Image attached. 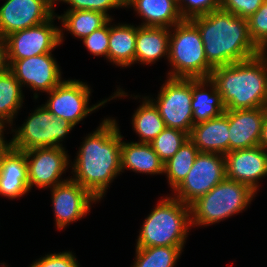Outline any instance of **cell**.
I'll list each match as a JSON object with an SVG mask.
<instances>
[{"label":"cell","instance_id":"32","mask_svg":"<svg viewBox=\"0 0 267 267\" xmlns=\"http://www.w3.org/2000/svg\"><path fill=\"white\" fill-rule=\"evenodd\" d=\"M176 4L183 19H191L220 9V0H179Z\"/></svg>","mask_w":267,"mask_h":267},{"label":"cell","instance_id":"7","mask_svg":"<svg viewBox=\"0 0 267 267\" xmlns=\"http://www.w3.org/2000/svg\"><path fill=\"white\" fill-rule=\"evenodd\" d=\"M73 128L74 125L68 120L55 117L42 105L28 116L26 122L18 130H11L15 132L10 140L11 147L20 151L49 147L64 148L60 142Z\"/></svg>","mask_w":267,"mask_h":267},{"label":"cell","instance_id":"26","mask_svg":"<svg viewBox=\"0 0 267 267\" xmlns=\"http://www.w3.org/2000/svg\"><path fill=\"white\" fill-rule=\"evenodd\" d=\"M23 92L21 84L15 76L5 67L0 71V123L13 124L18 110L23 106Z\"/></svg>","mask_w":267,"mask_h":267},{"label":"cell","instance_id":"11","mask_svg":"<svg viewBox=\"0 0 267 267\" xmlns=\"http://www.w3.org/2000/svg\"><path fill=\"white\" fill-rule=\"evenodd\" d=\"M55 17L57 14L39 25L8 35L4 39L5 60H20L52 53L61 44V27L53 25Z\"/></svg>","mask_w":267,"mask_h":267},{"label":"cell","instance_id":"3","mask_svg":"<svg viewBox=\"0 0 267 267\" xmlns=\"http://www.w3.org/2000/svg\"><path fill=\"white\" fill-rule=\"evenodd\" d=\"M209 79L226 110L267 107V55L213 68Z\"/></svg>","mask_w":267,"mask_h":267},{"label":"cell","instance_id":"37","mask_svg":"<svg viewBox=\"0 0 267 267\" xmlns=\"http://www.w3.org/2000/svg\"><path fill=\"white\" fill-rule=\"evenodd\" d=\"M11 147V142L4 140V137L0 140V167H1V160L3 155L6 151Z\"/></svg>","mask_w":267,"mask_h":267},{"label":"cell","instance_id":"34","mask_svg":"<svg viewBox=\"0 0 267 267\" xmlns=\"http://www.w3.org/2000/svg\"><path fill=\"white\" fill-rule=\"evenodd\" d=\"M83 43L88 51L95 56H104L108 60L109 49V22L90 35L83 38Z\"/></svg>","mask_w":267,"mask_h":267},{"label":"cell","instance_id":"36","mask_svg":"<svg viewBox=\"0 0 267 267\" xmlns=\"http://www.w3.org/2000/svg\"><path fill=\"white\" fill-rule=\"evenodd\" d=\"M29 267H80L75 255L70 251L51 253L40 257Z\"/></svg>","mask_w":267,"mask_h":267},{"label":"cell","instance_id":"17","mask_svg":"<svg viewBox=\"0 0 267 267\" xmlns=\"http://www.w3.org/2000/svg\"><path fill=\"white\" fill-rule=\"evenodd\" d=\"M266 107L225 110L229 120V152L262 144Z\"/></svg>","mask_w":267,"mask_h":267},{"label":"cell","instance_id":"35","mask_svg":"<svg viewBox=\"0 0 267 267\" xmlns=\"http://www.w3.org/2000/svg\"><path fill=\"white\" fill-rule=\"evenodd\" d=\"M265 0H220V9L241 18L248 19Z\"/></svg>","mask_w":267,"mask_h":267},{"label":"cell","instance_id":"24","mask_svg":"<svg viewBox=\"0 0 267 267\" xmlns=\"http://www.w3.org/2000/svg\"><path fill=\"white\" fill-rule=\"evenodd\" d=\"M109 21L108 60L116 66L135 64V43L138 26L131 24L111 25Z\"/></svg>","mask_w":267,"mask_h":267},{"label":"cell","instance_id":"28","mask_svg":"<svg viewBox=\"0 0 267 267\" xmlns=\"http://www.w3.org/2000/svg\"><path fill=\"white\" fill-rule=\"evenodd\" d=\"M199 150L194 143L188 139L178 152L164 163V174L168 183L174 191L185 179L191 170Z\"/></svg>","mask_w":267,"mask_h":267},{"label":"cell","instance_id":"1","mask_svg":"<svg viewBox=\"0 0 267 267\" xmlns=\"http://www.w3.org/2000/svg\"><path fill=\"white\" fill-rule=\"evenodd\" d=\"M123 136L116 119L106 118L79 147L71 179L87 189L98 201L103 199L109 184L121 174Z\"/></svg>","mask_w":267,"mask_h":267},{"label":"cell","instance_id":"20","mask_svg":"<svg viewBox=\"0 0 267 267\" xmlns=\"http://www.w3.org/2000/svg\"><path fill=\"white\" fill-rule=\"evenodd\" d=\"M169 37L170 28L139 25L135 43V63L148 65L162 57L168 59Z\"/></svg>","mask_w":267,"mask_h":267},{"label":"cell","instance_id":"8","mask_svg":"<svg viewBox=\"0 0 267 267\" xmlns=\"http://www.w3.org/2000/svg\"><path fill=\"white\" fill-rule=\"evenodd\" d=\"M49 99L43 104L55 117L68 120L74 126L86 118L88 114L98 109L108 101L117 97H125L127 93L121 88L110 98L89 107L91 89L88 85L79 80H63L54 89L47 92Z\"/></svg>","mask_w":267,"mask_h":267},{"label":"cell","instance_id":"23","mask_svg":"<svg viewBox=\"0 0 267 267\" xmlns=\"http://www.w3.org/2000/svg\"><path fill=\"white\" fill-rule=\"evenodd\" d=\"M136 173L164 174V163L150 143L125 142L121 144V171Z\"/></svg>","mask_w":267,"mask_h":267},{"label":"cell","instance_id":"5","mask_svg":"<svg viewBox=\"0 0 267 267\" xmlns=\"http://www.w3.org/2000/svg\"><path fill=\"white\" fill-rule=\"evenodd\" d=\"M173 28V29H172ZM169 58L170 78H209L213 67L207 62L201 34L190 19H183L170 28Z\"/></svg>","mask_w":267,"mask_h":267},{"label":"cell","instance_id":"18","mask_svg":"<svg viewBox=\"0 0 267 267\" xmlns=\"http://www.w3.org/2000/svg\"><path fill=\"white\" fill-rule=\"evenodd\" d=\"M29 191L25 151L10 147L1 160L0 195L13 200Z\"/></svg>","mask_w":267,"mask_h":267},{"label":"cell","instance_id":"30","mask_svg":"<svg viewBox=\"0 0 267 267\" xmlns=\"http://www.w3.org/2000/svg\"><path fill=\"white\" fill-rule=\"evenodd\" d=\"M189 139V134L181 130L165 127L150 144L159 158L165 163L173 157L180 147Z\"/></svg>","mask_w":267,"mask_h":267},{"label":"cell","instance_id":"15","mask_svg":"<svg viewBox=\"0 0 267 267\" xmlns=\"http://www.w3.org/2000/svg\"><path fill=\"white\" fill-rule=\"evenodd\" d=\"M51 195L58 230L86 216L91 203L98 202L87 189L71 178L51 188Z\"/></svg>","mask_w":267,"mask_h":267},{"label":"cell","instance_id":"10","mask_svg":"<svg viewBox=\"0 0 267 267\" xmlns=\"http://www.w3.org/2000/svg\"><path fill=\"white\" fill-rule=\"evenodd\" d=\"M226 178L225 156L199 152L183 182L173 191L175 199L190 205Z\"/></svg>","mask_w":267,"mask_h":267},{"label":"cell","instance_id":"39","mask_svg":"<svg viewBox=\"0 0 267 267\" xmlns=\"http://www.w3.org/2000/svg\"><path fill=\"white\" fill-rule=\"evenodd\" d=\"M5 67L4 40L0 38V71Z\"/></svg>","mask_w":267,"mask_h":267},{"label":"cell","instance_id":"16","mask_svg":"<svg viewBox=\"0 0 267 267\" xmlns=\"http://www.w3.org/2000/svg\"><path fill=\"white\" fill-rule=\"evenodd\" d=\"M226 178L243 183L257 193L259 180L267 176V151L261 146L226 153Z\"/></svg>","mask_w":267,"mask_h":267},{"label":"cell","instance_id":"40","mask_svg":"<svg viewBox=\"0 0 267 267\" xmlns=\"http://www.w3.org/2000/svg\"><path fill=\"white\" fill-rule=\"evenodd\" d=\"M5 126L0 123V140L4 137Z\"/></svg>","mask_w":267,"mask_h":267},{"label":"cell","instance_id":"4","mask_svg":"<svg viewBox=\"0 0 267 267\" xmlns=\"http://www.w3.org/2000/svg\"><path fill=\"white\" fill-rule=\"evenodd\" d=\"M190 227V205L167 196L145 218L135 247L184 246Z\"/></svg>","mask_w":267,"mask_h":267},{"label":"cell","instance_id":"2","mask_svg":"<svg viewBox=\"0 0 267 267\" xmlns=\"http://www.w3.org/2000/svg\"><path fill=\"white\" fill-rule=\"evenodd\" d=\"M190 20L201 34L207 62L213 68L245 61L261 53L250 39L245 18L218 9Z\"/></svg>","mask_w":267,"mask_h":267},{"label":"cell","instance_id":"21","mask_svg":"<svg viewBox=\"0 0 267 267\" xmlns=\"http://www.w3.org/2000/svg\"><path fill=\"white\" fill-rule=\"evenodd\" d=\"M143 18L141 26L171 28L183 20L173 0H125Z\"/></svg>","mask_w":267,"mask_h":267},{"label":"cell","instance_id":"41","mask_svg":"<svg viewBox=\"0 0 267 267\" xmlns=\"http://www.w3.org/2000/svg\"><path fill=\"white\" fill-rule=\"evenodd\" d=\"M1 265H0V267H7V265L5 264V263H0Z\"/></svg>","mask_w":267,"mask_h":267},{"label":"cell","instance_id":"19","mask_svg":"<svg viewBox=\"0 0 267 267\" xmlns=\"http://www.w3.org/2000/svg\"><path fill=\"white\" fill-rule=\"evenodd\" d=\"M229 120L223 113L216 118L193 125L189 139L199 152L218 153L229 152Z\"/></svg>","mask_w":267,"mask_h":267},{"label":"cell","instance_id":"27","mask_svg":"<svg viewBox=\"0 0 267 267\" xmlns=\"http://www.w3.org/2000/svg\"><path fill=\"white\" fill-rule=\"evenodd\" d=\"M132 117L133 130L140 137L139 143H150L166 127L159 110L146 96Z\"/></svg>","mask_w":267,"mask_h":267},{"label":"cell","instance_id":"22","mask_svg":"<svg viewBox=\"0 0 267 267\" xmlns=\"http://www.w3.org/2000/svg\"><path fill=\"white\" fill-rule=\"evenodd\" d=\"M206 87H210V90ZM208 92H207V90ZM206 90V91H205ZM193 123L208 121L225 113V106L216 85L209 79H192Z\"/></svg>","mask_w":267,"mask_h":267},{"label":"cell","instance_id":"12","mask_svg":"<svg viewBox=\"0 0 267 267\" xmlns=\"http://www.w3.org/2000/svg\"><path fill=\"white\" fill-rule=\"evenodd\" d=\"M52 53L41 54L20 60H5V66L21 86L34 91L49 92L63 80Z\"/></svg>","mask_w":267,"mask_h":267},{"label":"cell","instance_id":"13","mask_svg":"<svg viewBox=\"0 0 267 267\" xmlns=\"http://www.w3.org/2000/svg\"><path fill=\"white\" fill-rule=\"evenodd\" d=\"M54 4L55 0H6L0 7V38L49 20Z\"/></svg>","mask_w":267,"mask_h":267},{"label":"cell","instance_id":"29","mask_svg":"<svg viewBox=\"0 0 267 267\" xmlns=\"http://www.w3.org/2000/svg\"><path fill=\"white\" fill-rule=\"evenodd\" d=\"M184 246L136 247L131 267H174Z\"/></svg>","mask_w":267,"mask_h":267},{"label":"cell","instance_id":"33","mask_svg":"<svg viewBox=\"0 0 267 267\" xmlns=\"http://www.w3.org/2000/svg\"><path fill=\"white\" fill-rule=\"evenodd\" d=\"M56 1L70 4L71 7L66 11L92 10L104 13L112 20L113 18L107 13L109 9L125 8V0H55V3Z\"/></svg>","mask_w":267,"mask_h":267},{"label":"cell","instance_id":"9","mask_svg":"<svg viewBox=\"0 0 267 267\" xmlns=\"http://www.w3.org/2000/svg\"><path fill=\"white\" fill-rule=\"evenodd\" d=\"M159 110L165 126L190 134L193 123L192 79L167 77L158 97L149 98Z\"/></svg>","mask_w":267,"mask_h":267},{"label":"cell","instance_id":"38","mask_svg":"<svg viewBox=\"0 0 267 267\" xmlns=\"http://www.w3.org/2000/svg\"><path fill=\"white\" fill-rule=\"evenodd\" d=\"M261 146L267 151V107L264 119L263 137Z\"/></svg>","mask_w":267,"mask_h":267},{"label":"cell","instance_id":"25","mask_svg":"<svg viewBox=\"0 0 267 267\" xmlns=\"http://www.w3.org/2000/svg\"><path fill=\"white\" fill-rule=\"evenodd\" d=\"M61 20L63 29H60V42H63V30L69 31L74 37L83 39L93 31L106 25L111 19L104 13L92 10L66 11L57 16Z\"/></svg>","mask_w":267,"mask_h":267},{"label":"cell","instance_id":"6","mask_svg":"<svg viewBox=\"0 0 267 267\" xmlns=\"http://www.w3.org/2000/svg\"><path fill=\"white\" fill-rule=\"evenodd\" d=\"M256 192L225 178L210 192L190 204L191 227L213 225L247 209Z\"/></svg>","mask_w":267,"mask_h":267},{"label":"cell","instance_id":"14","mask_svg":"<svg viewBox=\"0 0 267 267\" xmlns=\"http://www.w3.org/2000/svg\"><path fill=\"white\" fill-rule=\"evenodd\" d=\"M28 165L29 190L37 188H53L68 179H61L69 166V156L65 148H35L25 151Z\"/></svg>","mask_w":267,"mask_h":267},{"label":"cell","instance_id":"31","mask_svg":"<svg viewBox=\"0 0 267 267\" xmlns=\"http://www.w3.org/2000/svg\"><path fill=\"white\" fill-rule=\"evenodd\" d=\"M247 21L250 39L261 53L267 54V0Z\"/></svg>","mask_w":267,"mask_h":267}]
</instances>
